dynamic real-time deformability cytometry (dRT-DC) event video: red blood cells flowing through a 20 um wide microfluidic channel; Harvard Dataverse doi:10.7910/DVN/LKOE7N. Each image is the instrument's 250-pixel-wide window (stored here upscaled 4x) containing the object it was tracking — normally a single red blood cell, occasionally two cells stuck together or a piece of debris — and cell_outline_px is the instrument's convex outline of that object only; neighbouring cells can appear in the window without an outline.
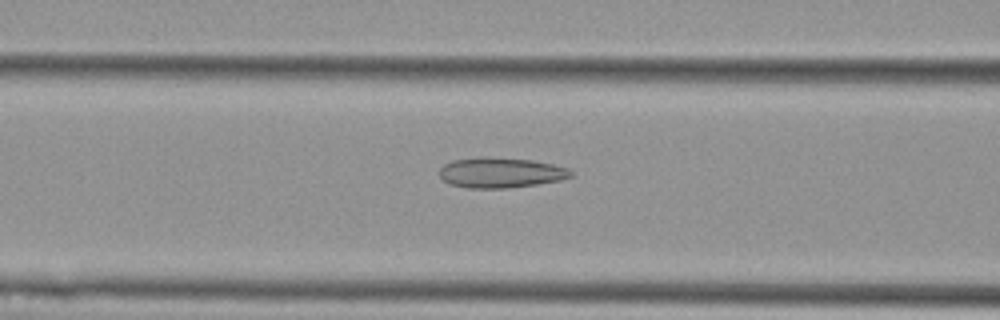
{"species": "Egyptian fruit bat (a non-hibernating species)", "species_latin": "Rousettus aegyptiacus", "temperature_condition": "cold", "stored_images_in_passage": 55, "camera_frame_rate_fps": 3000, "um_per_image_px": 0.085, "animal": {"sex": "female"}, "frame": {"image": 1, "passage_image": 22, "time_ms": 7.0, "image_size_px": [1000, 320], "cell_outline_px": [[576, 172], [572, 176], [560, 180], [536, 184], [508, 188], [468, 188], [448, 184], [440, 176], [440, 168], [444, 164], [452, 160], [484, 156], [488, 156], [532, 160], [552, 164], [568, 168]], "centroid_in_image_um": [42.56, 14.67], "position_along_channel_um": 124.0, "area_um2": 23.41}}
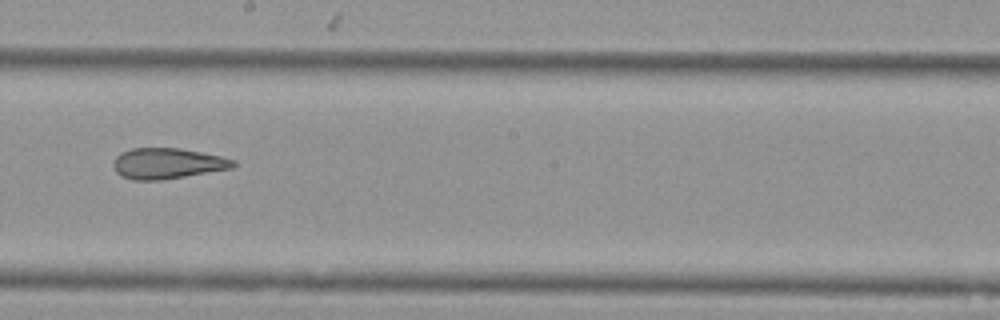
{"frame": {"image": 2, "passage_image": 31, "time_ms": 10.0, "image_size_px": [1000, 320], "cell_outline_px": [[236, 164], [232, 168], [160, 180], [132, 180], [120, 176], [116, 172], [112, 164], [116, 156], [120, 152], [132, 148], [180, 148], [220, 156], [236, 160]], "centroid_in_image_um": [14.18, 13.89], "position_along_channel_um": 234.0, "area_um2": 21.44}}
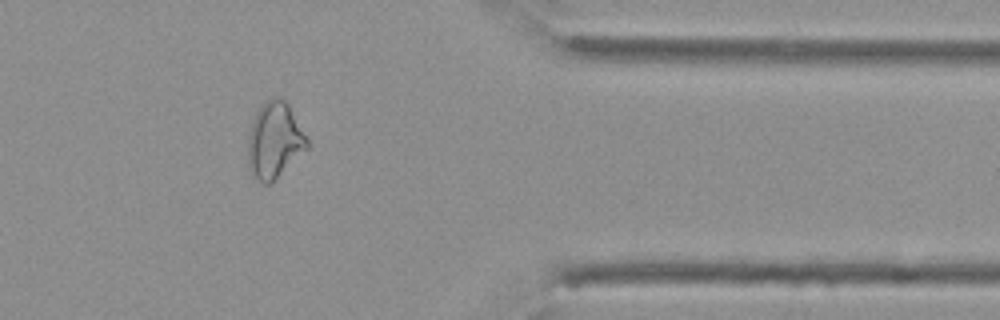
{"frame": {"image": 3, "passage_image": 45, "time_ms": 14.667, "image_size_px": [1000, 320], "cell_outline_px": [[308, 148], [272, 184], [264, 184], [248, 168], [248, 136], [252, 120], [256, 112], [272, 96], [280, 96], [288, 104], [308, 140]], "centroid_in_image_um": [23.33, 11.94], "position_along_channel_um": 388.1, "area_um2": 26.13}, "authors_computed_cell_mechanics": {"area_um2": 26.588, "velocity_mm_per_s": 3.6778, "shape_relaxation_time_tau1_ms": null, "shape_relaxation_time_tau2_ms": 2.4752, "deformation_change_tau1": null, "deformation_change_tau2": 0.1081}}